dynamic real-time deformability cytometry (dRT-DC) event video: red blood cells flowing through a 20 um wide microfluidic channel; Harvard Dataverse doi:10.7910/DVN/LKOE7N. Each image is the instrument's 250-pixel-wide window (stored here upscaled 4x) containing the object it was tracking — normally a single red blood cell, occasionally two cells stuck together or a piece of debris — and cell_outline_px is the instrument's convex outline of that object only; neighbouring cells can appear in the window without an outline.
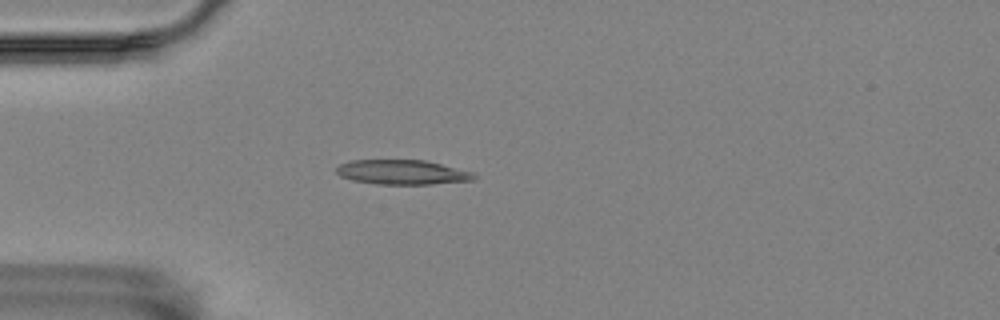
{"species": "Egyptian fruit bat (a non-hibernating species)", "species_latin": "Rousettus aegyptiacus", "temperature_condition": "room temperature", "stored_images_in_passage": 56, "camera_frame_rate_fps": 3000, "um_per_image_px": 0.085, "animal": {"sex": "female"}, "frame": {"image": 1, "passage_image": 15, "time_ms": 4.667, "image_size_px": [1000, 320], "cell_outline_px": [[476, 176], [472, 180], [432, 184], [380, 184], [352, 180], [340, 176], [336, 172], [336, 168], [340, 164], [348, 160], [424, 160], [472, 172]], "centroid_in_image_um": [34.14, 14.63], "position_along_channel_um": 50.9, "area_um2": 19.54}}
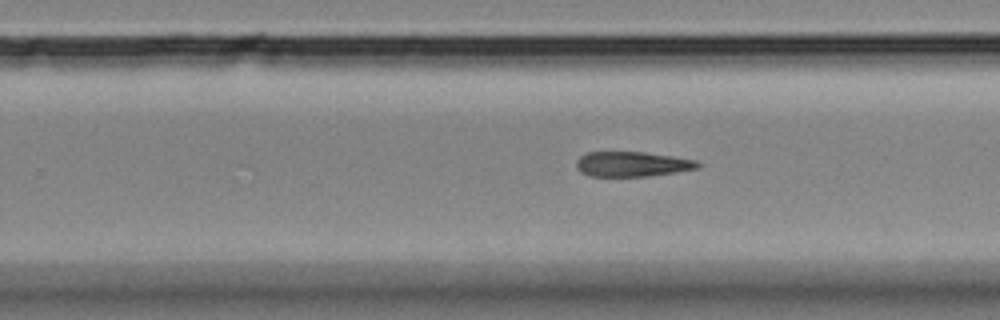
{"frame": {"image": 2, "passage_image": 35, "time_ms": 11.333, "image_size_px": [1000, 320], "cell_outline_px": [[700, 168], [676, 172], [648, 176], [592, 176], [580, 172], [576, 168], [576, 160], [580, 156], [588, 152], [644, 152], [672, 156], [696, 160], [700, 164]], "centroid_in_image_um": [53.73, 13.95], "position_along_channel_um": 276.1, "area_um2": 17.69}}
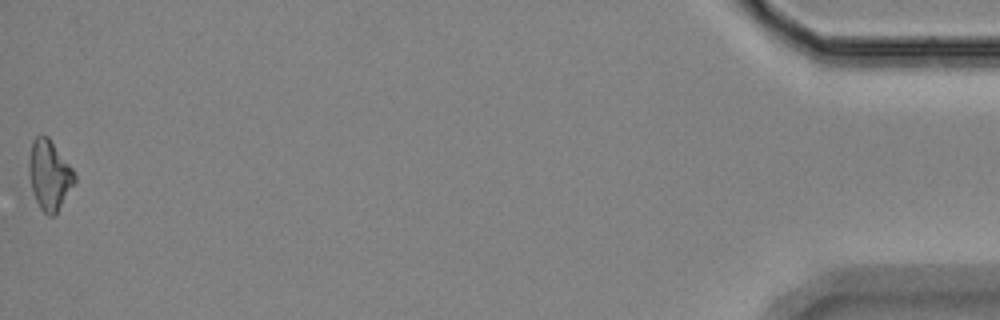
{"frame": {"image": 3, "passage_image": 56, "time_ms": 18.333, "image_size_px": [1000, 320], "cell_outline_px": [[76, 180], [56, 212], [52, 216], [48, 216], [40, 208], [36, 200], [32, 188], [28, 172], [28, 160], [32, 140], [36, 136], [48, 136], [72, 168], [76, 176]], "centroid_in_image_um": [4.17, 14.85], "position_along_channel_um": 431.0, "area_um2": 18.26}}